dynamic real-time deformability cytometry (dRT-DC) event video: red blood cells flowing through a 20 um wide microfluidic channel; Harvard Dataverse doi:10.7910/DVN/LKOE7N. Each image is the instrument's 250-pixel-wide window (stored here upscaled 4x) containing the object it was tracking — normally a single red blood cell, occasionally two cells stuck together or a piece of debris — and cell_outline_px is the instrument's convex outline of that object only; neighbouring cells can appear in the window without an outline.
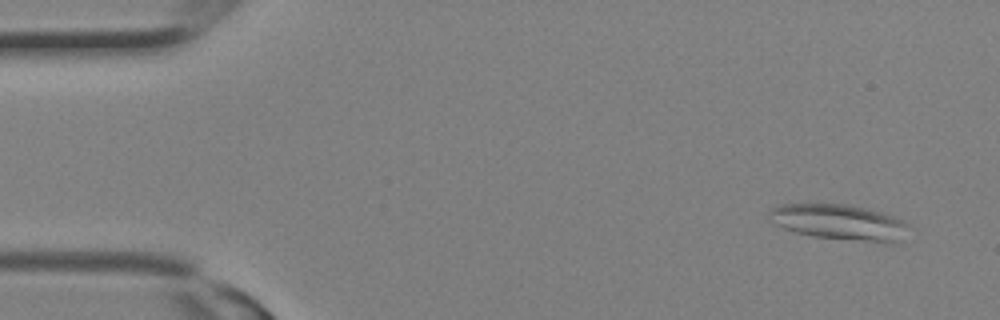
{"species": "Egyptian fruit bat (a non-hibernating species)", "species_latin": "Rousettus aegyptiacus", "temperature_condition": "room temperature", "stored_images_in_passage": 16, "camera_frame_rate_fps": 3000, "um_per_image_px": 0.085, "animal": {"sex": "female"}, "frame": {"image": 1, "passage_image": 1, "time_ms": 0.0, "image_size_px": [1000, 320], "cell_outline_px": [[908, 228], [900, 240], [864, 240], [812, 236], [796, 232], [784, 228], [768, 220], [768, 212], [772, 208], [780, 204], [848, 204], [884, 212], [908, 224]], "centroid_in_image_um": [71.24, 18.84], "position_along_channel_um": 13.8, "area_um2": 28.15}}
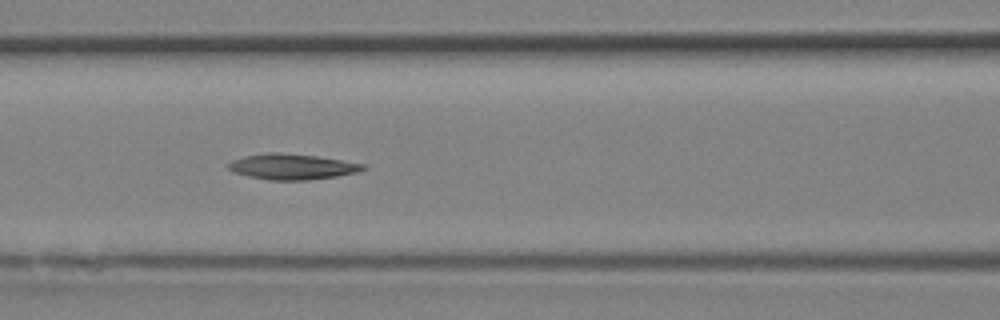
{"frame": {"image": 2, "passage_image": 11, "time_ms": 3.333, "image_size_px": [1000, 320], "cell_outline_px": [[368, 168], [356, 172], [336, 176], [308, 180], [268, 180], [248, 176], [232, 172], [228, 168], [228, 164], [232, 160], [244, 156], [272, 152], [316, 156], [368, 164]], "centroid_in_image_um": [24.84, 14.17], "position_along_channel_um": 141.8, "area_um2": 20.06}}
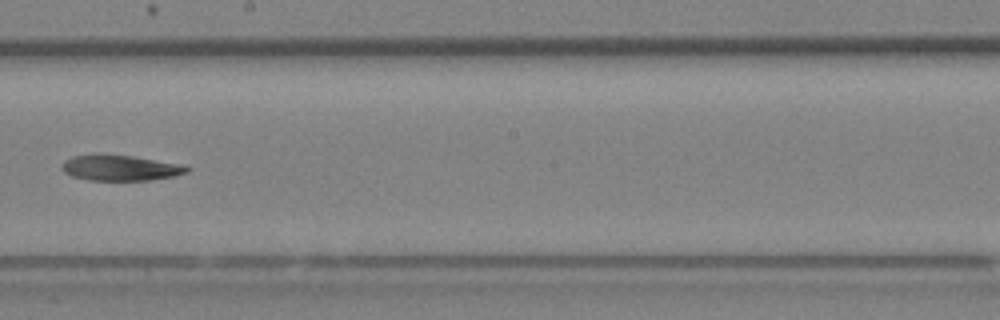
{"frame": {"image": 3, "passage_image": 15, "time_ms": 4.667, "image_size_px": [1000, 320], "cell_outline_px": [[192, 168], [188, 172], [172, 176], [152, 180], [88, 180], [72, 176], [64, 172], [60, 168], [64, 160], [72, 156], [96, 152], [100, 152], [132, 156], [184, 164]], "centroid_in_image_um": [10.19, 14.24], "position_along_channel_um": 238.0, "area_um2": 19.25}}